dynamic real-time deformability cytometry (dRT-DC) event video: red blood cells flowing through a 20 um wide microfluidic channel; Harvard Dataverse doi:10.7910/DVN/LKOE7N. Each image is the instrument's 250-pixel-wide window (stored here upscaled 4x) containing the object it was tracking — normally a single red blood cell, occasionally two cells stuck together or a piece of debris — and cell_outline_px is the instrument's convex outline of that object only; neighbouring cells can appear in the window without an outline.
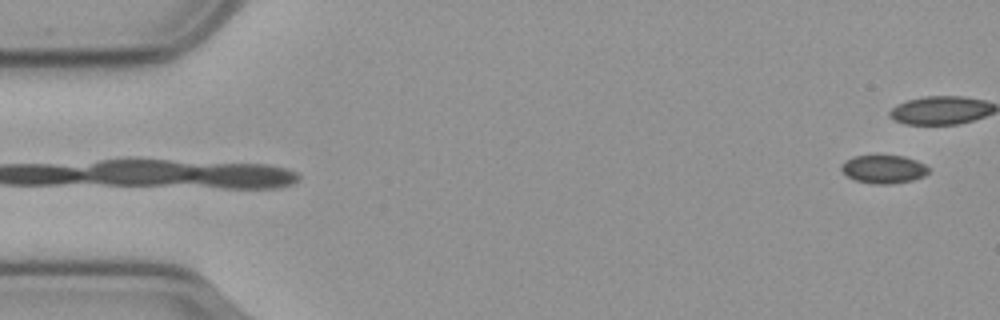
{"species": "common noctule bat (a hibernating species)", "species_latin": "Nyctalus noctula", "temperature_condition": "cold", "stored_images_in_passage": 43, "camera_frame_rate_fps": 3000, "um_per_image_px": 0.085, "animal": {"sex": "male", "body_mass_g": 23.1, "forearm_length_mm": 52.7}, "frame": {"image": 1, "passage_image": 1, "time_ms": 0.0, "image_size_px": [1000, 320], "cell_outline_px": [[928, 172], [924, 176], [912, 180], [888, 184], [876, 184], [856, 180], [848, 176], [840, 168], [840, 164], [844, 160], [856, 156], [904, 156], [916, 160], [924, 164], [928, 168]], "centroid_in_image_um": [75.09, 14.37], "position_along_channel_um": 9.9, "area_um2": 14.16}}